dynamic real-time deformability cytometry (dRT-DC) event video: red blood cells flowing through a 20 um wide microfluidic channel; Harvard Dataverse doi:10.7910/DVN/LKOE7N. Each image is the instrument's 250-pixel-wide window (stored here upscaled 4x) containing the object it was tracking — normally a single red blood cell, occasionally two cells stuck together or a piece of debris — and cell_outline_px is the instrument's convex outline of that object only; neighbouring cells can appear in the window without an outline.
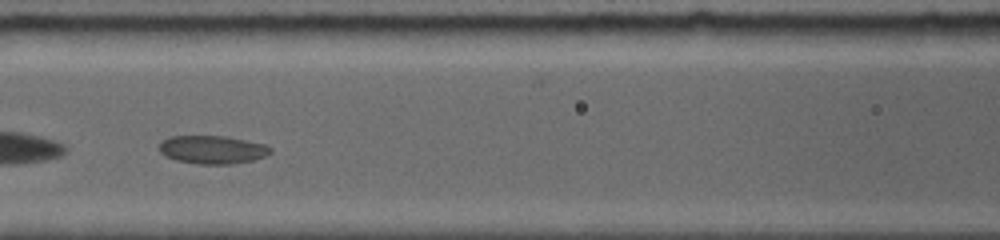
{"species": "common noctule bat (a hibernating species)", "species_latin": "Nyctalus noctula", "temperature_condition": "room temperature", "stored_images_in_passage": 14, "camera_frame_rate_fps": 5000, "um_per_image_px": 0.085, "animal": {"sex": "female", "body_mass_g": 19.0, "forearm_length_mm": 56.7}, "frame": {"image": 1, "passage_image": 5, "time_ms": 2.6, "image_size_px": [1000, 240], "cell_outline_px": [[272, 152], [268, 156], [252, 160], [232, 164], [200, 164], [176, 160], [164, 156], [160, 152], [160, 144], [168, 136], [224, 136], [264, 144], [272, 148]], "centroid_in_image_um": [18.07, 12.72], "position_along_channel_um": 148.5, "area_um2": 18.26}}
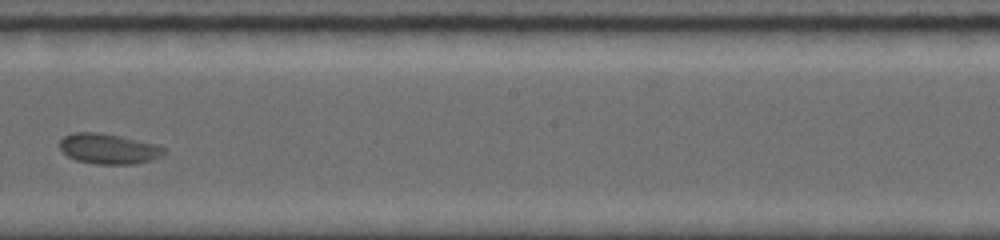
{"frame": {"image": 2, "passage_image": 8, "time_ms": 5.0, "image_size_px": [1000, 240], "cell_outline_px": [[168, 152], [164, 156], [152, 160], [136, 164], [96, 164], [76, 160], [68, 156], [60, 148], [60, 140], [64, 136], [72, 132], [100, 132], [120, 136], [156, 144], [164, 148]], "centroid_in_image_um": [9.27, 12.65], "position_along_channel_um": 238.9, "area_um2": 18.61}}
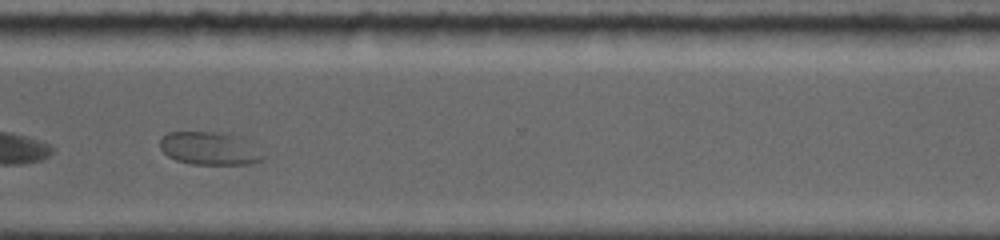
{"frame": {"image": 3, "passage_image": 12, "time_ms": 8.0, "image_size_px": [1000, 240], "cell_outline_px": [[268, 156], [264, 160], [248, 164], [192, 164], [176, 160], [168, 156], [160, 148], [160, 140], [168, 132], [212, 132], [244, 136]], "centroid_in_image_um": [17.9, 12.62], "position_along_channel_um": 352.7, "area_um2": 20.17}}